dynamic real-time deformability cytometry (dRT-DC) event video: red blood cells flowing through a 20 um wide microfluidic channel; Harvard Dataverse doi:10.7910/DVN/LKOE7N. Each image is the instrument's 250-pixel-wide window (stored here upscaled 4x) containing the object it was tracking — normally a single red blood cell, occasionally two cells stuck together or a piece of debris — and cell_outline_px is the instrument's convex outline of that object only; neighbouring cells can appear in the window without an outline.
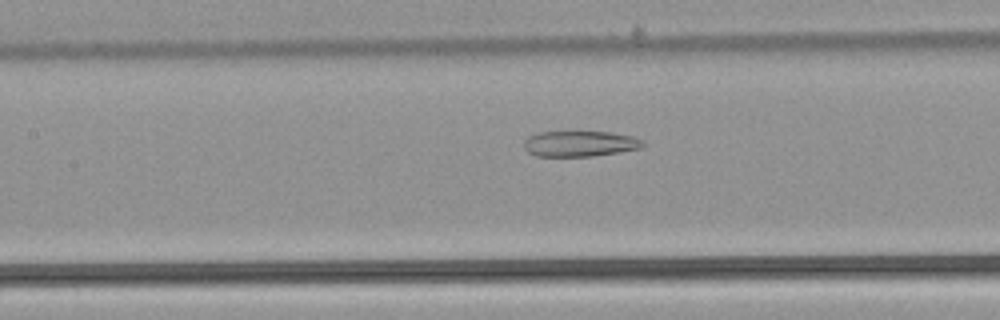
{"species": "common noctule bat (a hibernating species)", "species_latin": "Nyctalus noctula", "temperature_condition": "warm", "stored_images_in_passage": 38, "camera_frame_rate_fps": 3000, "um_per_image_px": 0.085, "animal": {"sex": "male", "body_mass_g": 21.5, "forearm_length_mm": 52.0}, "frame": {"image": 1, "passage_image": 10, "time_ms": 3.0, "image_size_px": [1000, 320], "cell_outline_px": [[644, 144], [640, 148], [592, 156], [536, 156], [528, 152], [524, 148], [524, 140], [528, 136], [540, 132], [612, 132], [632, 136], [644, 140]], "centroid_in_image_um": [49.27, 12.21], "position_along_channel_um": 158.1, "area_um2": 17.69}}
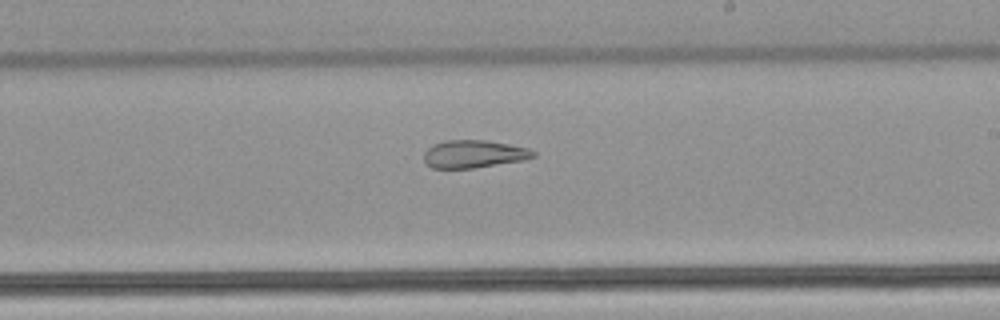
{"frame": {"image": 2, "passage_image": 17, "time_ms": 5.333, "image_size_px": [1000, 320], "cell_outline_px": [[536, 156], [524, 160], [472, 168], [432, 168], [424, 160], [424, 152], [432, 144], [444, 140], [484, 140], [508, 144], [528, 148], [536, 152]], "centroid_in_image_um": [40.27, 13.08], "position_along_channel_um": 248.7, "area_um2": 17.63}}
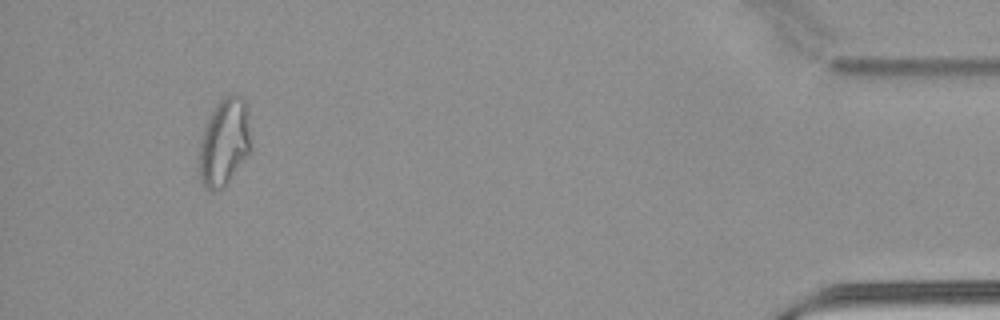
{"frame": {"image": 3, "passage_image": 35, "time_ms": 11.333, "image_size_px": [1000, 320], "cell_outline_px": [[252, 152], [228, 180], [220, 188], [212, 192], [200, 180], [196, 168], [200, 140], [204, 128], [212, 108], [224, 96], [232, 92], [236, 92], [244, 96], [248, 108], [252, 148]], "centroid_in_image_um": [19.07, 12.02], "position_along_channel_um": 416.1, "area_um2": 27.4}, "authors_computed_cell_mechanics": {"area_um2": 20.5768, "velocity_mm_per_s": 3.9016, "shape_relaxation_time_tau1_ms": null, "shape_relaxation_time_tau2_ms": 3.1918, "deformation_change_tau1": null, "deformation_change_tau2": 0.1192}}